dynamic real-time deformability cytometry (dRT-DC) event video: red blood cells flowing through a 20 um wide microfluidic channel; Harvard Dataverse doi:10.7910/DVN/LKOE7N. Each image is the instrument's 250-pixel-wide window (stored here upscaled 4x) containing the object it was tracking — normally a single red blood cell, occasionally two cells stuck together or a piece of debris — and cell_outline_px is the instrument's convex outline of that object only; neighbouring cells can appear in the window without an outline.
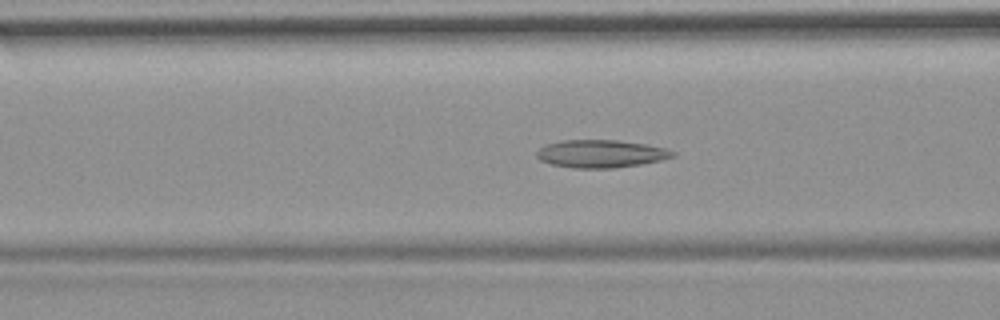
{"species": "common noctule bat (a hibernating species)", "species_latin": "Nyctalus noctula", "temperature_condition": "room temperature", "stored_images_in_passage": 37, "camera_frame_rate_fps": 3000, "um_per_image_px": 0.085, "animal": {"sex": "female", "body_mass_g": 19.9}, "frame": {"image": 1, "passage_image": 11, "time_ms": 3.333, "image_size_px": [1000, 320], "cell_outline_px": [[676, 156], [660, 160], [640, 164], [612, 168], [572, 168], [552, 164], [540, 160], [536, 156], [536, 152], [544, 144], [560, 140], [616, 140], [644, 144], [664, 148], [676, 152]], "centroid_in_image_um": [51.04, 13.06], "position_along_channel_um": 115.6, "area_um2": 21.96}}
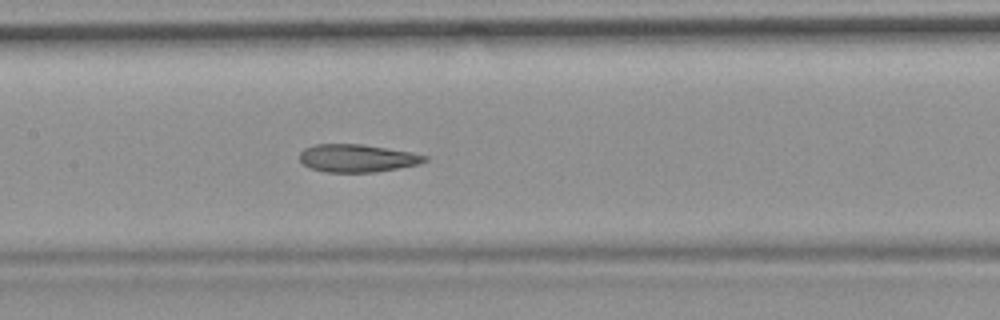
{"frame": {"image": 2, "passage_image": 16, "time_ms": 5.0, "image_size_px": [1000, 320], "cell_outline_px": [[428, 160], [420, 164], [376, 172], [324, 172], [308, 168], [300, 160], [300, 152], [304, 148], [316, 144], [360, 144], [412, 152], [428, 156]], "centroid_in_image_um": [30.36, 13.45], "position_along_channel_um": 177.0, "area_um2": 20.35}, "authors_computed_cell_mechanics": {"area_um2": 21.097, "velocity_mm_per_s": 3.688, "shape_relaxation_time_tau1_ms": null, "shape_relaxation_time_tau2_ms": 2.6031, "deformation_change_tau1": null, "deformation_change_tau2": 0.0961}}